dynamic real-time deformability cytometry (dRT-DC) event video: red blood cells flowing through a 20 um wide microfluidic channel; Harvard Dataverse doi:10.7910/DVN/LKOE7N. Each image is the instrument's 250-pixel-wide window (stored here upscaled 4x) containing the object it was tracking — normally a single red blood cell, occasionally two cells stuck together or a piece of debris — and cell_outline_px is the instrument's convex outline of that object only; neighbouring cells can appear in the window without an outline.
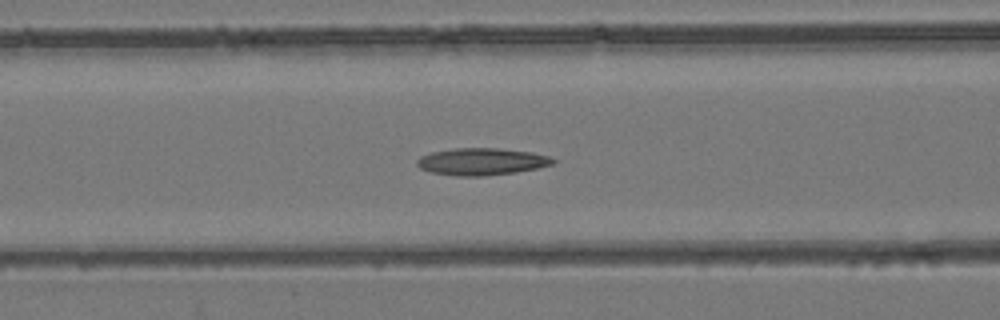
{"species": "common noctule bat (a hibernating species)", "species_latin": "Nyctalus noctula", "temperature_condition": "room temperature", "stored_images_in_passage": 44, "camera_frame_rate_fps": 3000, "um_per_image_px": 0.085, "animal": {"sex": "female", "body_mass_g": 24.6, "forearm_length_mm": 56.2}, "frame": {"image": 1, "passage_image": 13, "time_ms": 4.0, "image_size_px": [1000, 320], "cell_outline_px": [[556, 164], [516, 172], [484, 176], [456, 176], [432, 172], [420, 168], [416, 164], [416, 160], [420, 156], [432, 152], [456, 148], [496, 148], [532, 152], [548, 156], [556, 160]], "centroid_in_image_um": [40.95, 13.73], "position_along_channel_um": 125.7, "area_um2": 21.44}}
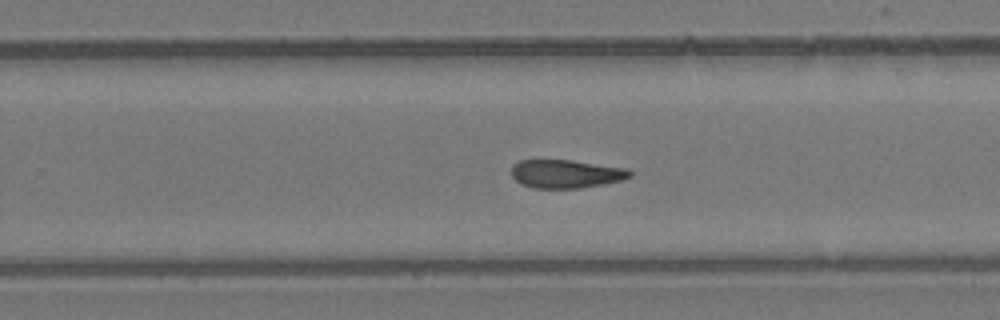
{"frame": {"image": 2, "passage_image": 25, "time_ms": 8.0, "image_size_px": [1000, 320], "cell_outline_px": [[632, 176], [624, 180], [604, 184], [580, 188], [532, 188], [520, 184], [512, 176], [512, 164], [520, 160], [572, 160], [628, 168], [632, 172]], "centroid_in_image_um": [48.13, 14.78], "position_along_channel_um": 281.7, "area_um2": 19.83}}
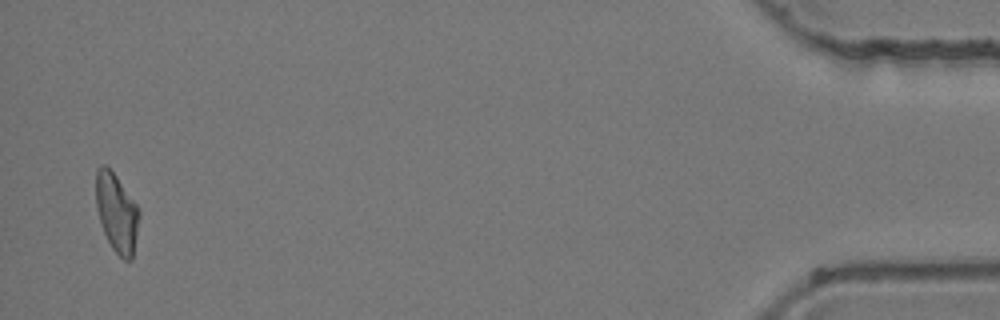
{"frame": {"image": 3, "passage_image": 43, "time_ms": 14.0, "image_size_px": [1000, 320], "cell_outline_px": [[140, 216], [132, 260], [124, 260], [112, 248], [104, 232], [96, 208], [96, 168], [100, 164], [104, 164], [116, 176], [140, 208]], "centroid_in_image_um": [9.93, 18.07], "position_along_channel_um": 425.3, "area_um2": 19.83}, "authors_computed_cell_mechanics": {"area_um2": 20.3456, "velocity_mm_per_s": 3.9171, "shape_relaxation_time_tau1_ms": null, "shape_relaxation_time_tau2_ms": 5.0557, "deformation_change_tau1": null, "deformation_change_tau2": 0.1431}}